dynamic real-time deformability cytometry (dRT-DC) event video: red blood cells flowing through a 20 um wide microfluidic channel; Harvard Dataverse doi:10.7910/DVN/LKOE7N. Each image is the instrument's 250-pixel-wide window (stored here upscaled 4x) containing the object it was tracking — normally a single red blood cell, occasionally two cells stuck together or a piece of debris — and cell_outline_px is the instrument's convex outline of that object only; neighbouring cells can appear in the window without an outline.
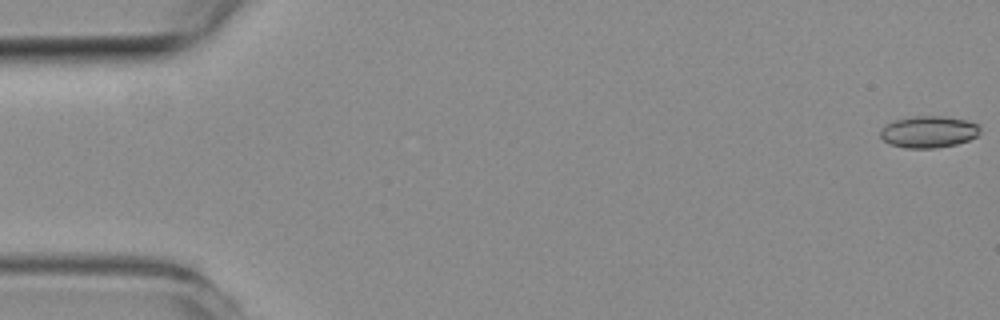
{"species": "common noctule bat (a hibernating species)", "species_latin": "Nyctalus noctula", "temperature_condition": "room temperature", "stored_images_in_passage": 52, "camera_frame_rate_fps": 3000, "um_per_image_px": 0.085, "animal": {"sex": "female", "body_mass_g": 19.3, "forearm_length_mm": 54.1}, "frame": {"image": 1, "passage_image": 1, "time_ms": 0.0, "image_size_px": [1000, 320], "cell_outline_px": [[980, 132], [976, 136], [968, 140], [956, 144], [936, 148], [904, 148], [888, 144], [880, 136], [880, 128], [896, 120], [916, 116], [944, 116], [964, 120], [980, 124]], "centroid_in_image_um": [78.93, 11.21], "position_along_channel_um": 6.1, "area_um2": 18.44}}
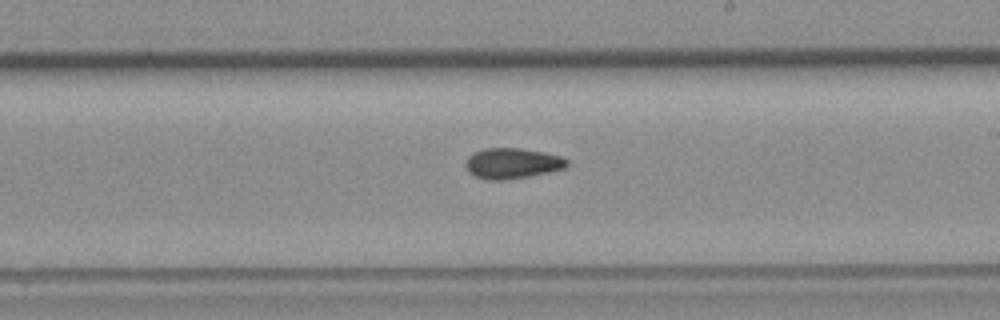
{"frame": {"image": 2, "passage_image": 30, "time_ms": 9.667, "image_size_px": [1000, 320], "cell_outline_px": [[568, 164], [564, 168], [548, 172], [528, 176], [504, 180], [488, 180], [476, 176], [468, 172], [468, 156], [472, 152], [484, 148], [520, 148], [560, 156], [568, 160]], "centroid_in_image_um": [43.53, 13.88], "position_along_channel_um": 245.5, "area_um2": 17.74}}
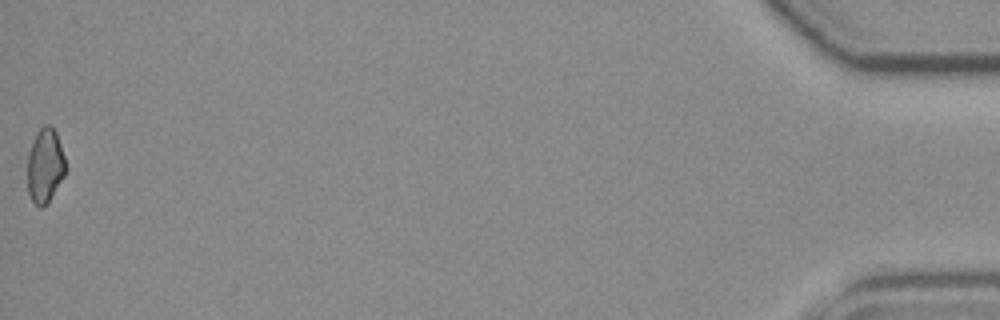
{"frame": {"image": 3, "passage_image": 52, "time_ms": 17.0, "image_size_px": [1000, 320], "cell_outline_px": [[64, 176], [48, 200], [40, 208], [32, 200], [28, 192], [28, 152], [36, 132], [44, 124], [48, 124], [56, 132], [64, 156]], "centroid_in_image_um": [3.8, 14.03], "position_along_channel_um": 431.4, "area_um2": 16.07}, "authors_computed_cell_mechanics": {"area_um2": 17.5712, "velocity_mm_per_s": 3.9949, "shape_relaxation_time_tau1_ms": null, "shape_relaxation_time_tau2_ms": 5.2394, "deformation_change_tau1": null, "deformation_change_tau2": 0.1026}}